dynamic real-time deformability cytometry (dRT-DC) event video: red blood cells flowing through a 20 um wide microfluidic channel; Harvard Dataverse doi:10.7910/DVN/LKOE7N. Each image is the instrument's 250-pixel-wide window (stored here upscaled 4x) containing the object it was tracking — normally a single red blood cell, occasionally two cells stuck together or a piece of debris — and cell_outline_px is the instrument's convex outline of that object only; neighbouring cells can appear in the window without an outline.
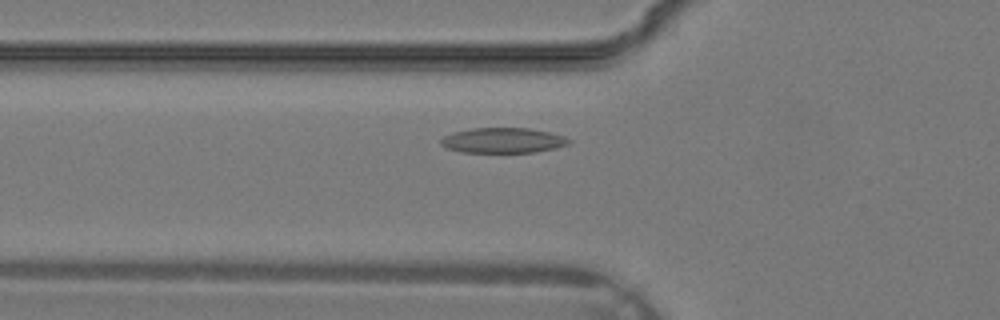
{"species": "common noctule bat (a hibernating species)", "species_latin": "Nyctalus noctula", "temperature_condition": "warm", "stored_images_in_passage": 23, "camera_frame_rate_fps": 3000, "um_per_image_px": 0.085, "animal": {"sex": "male", "body_mass_g": 19.2, "forearm_length_mm": 51.8}, "frame": {"image": 1, "passage_image": 4, "time_ms": 1.0, "image_size_px": [1000, 320], "cell_outline_px": [[572, 140], [568, 144], [552, 148], [532, 152], [460, 152], [448, 148], [440, 144], [440, 140], [444, 136], [452, 132], [472, 128], [528, 128], [548, 132], [564, 136]], "centroid_in_image_um": [42.71, 11.92], "position_along_channel_um": 83.1, "area_um2": 18.61}}
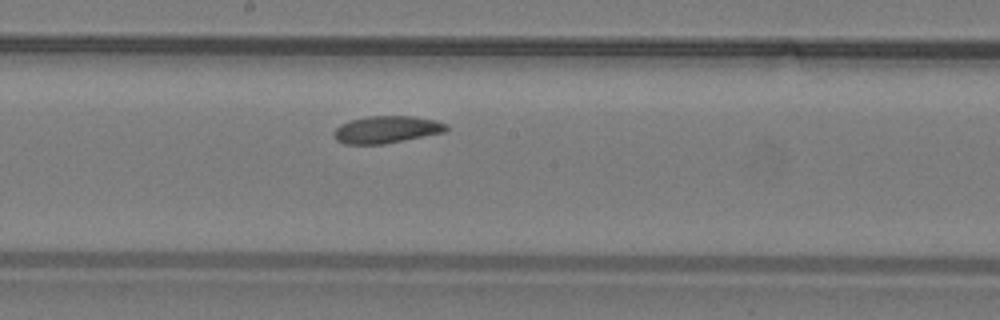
{"frame": {"image": 2, "passage_image": 11, "time_ms": 3.333, "image_size_px": [1000, 320], "cell_outline_px": [[448, 128], [444, 132], [384, 144], [344, 144], [336, 140], [332, 132], [340, 124], [352, 120], [368, 116], [412, 116], [436, 120], [448, 124]], "centroid_in_image_um": [32.84, 11.01], "position_along_channel_um": 215.4, "area_um2": 17.8}}
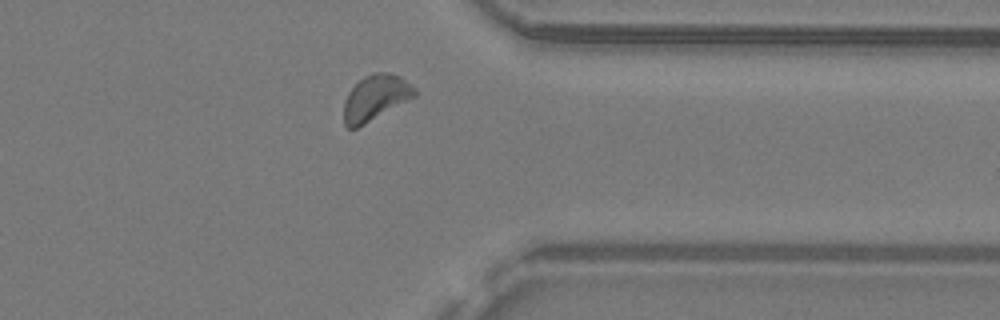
{"frame": {"image": 3, "passage_image": 20, "time_ms": 6.333, "image_size_px": [1000, 320], "cell_outline_px": [[416, 96], [364, 124], [356, 128], [348, 128], [344, 124], [344, 100], [348, 92], [364, 76], [372, 72], [388, 72], [400, 76], [416, 88]], "centroid_in_image_um": [31.91, 8.29], "position_along_channel_um": 379.5, "area_um2": 18.67}}